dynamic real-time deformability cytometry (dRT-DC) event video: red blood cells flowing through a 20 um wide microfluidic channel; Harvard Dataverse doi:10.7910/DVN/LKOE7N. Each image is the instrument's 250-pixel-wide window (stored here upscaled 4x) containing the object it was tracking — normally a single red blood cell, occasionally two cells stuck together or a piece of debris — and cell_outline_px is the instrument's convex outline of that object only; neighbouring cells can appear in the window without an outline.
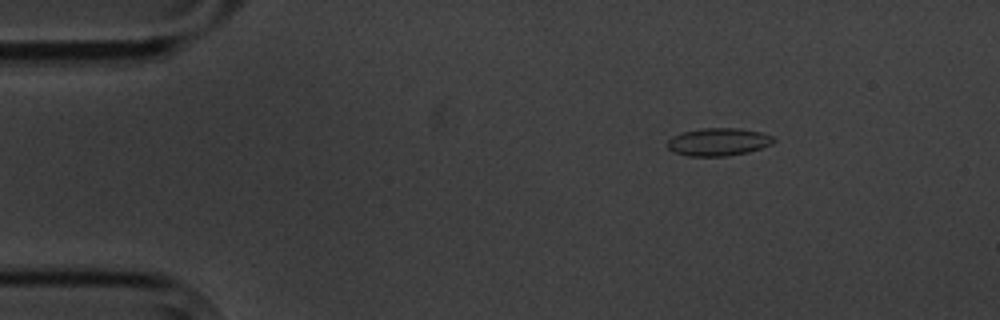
{"species": "common noctule bat (a hibernating species)", "species_latin": "Nyctalus noctula", "temperature_condition": "cold", "stored_images_in_passage": 4, "camera_frame_rate_fps": 3000, "um_per_image_px": 0.085, "animal": {"sex": "male", "body_mass_g": 20.1, "forearm_length_mm": 53.5}, "frame": {"image": 1, "passage_image": 1, "time_ms": 0.0, "image_size_px": [1000, 320], "cell_outline_px": [[776, 140], [772, 144], [748, 152], [728, 156], [688, 156], [672, 152], [668, 148], [668, 140], [672, 136], [684, 132], [700, 128], [740, 128], [760, 132], [772, 136]], "centroid_in_image_um": [61.05, 12.06], "position_along_channel_um": 23.9, "area_um2": 17.22}}
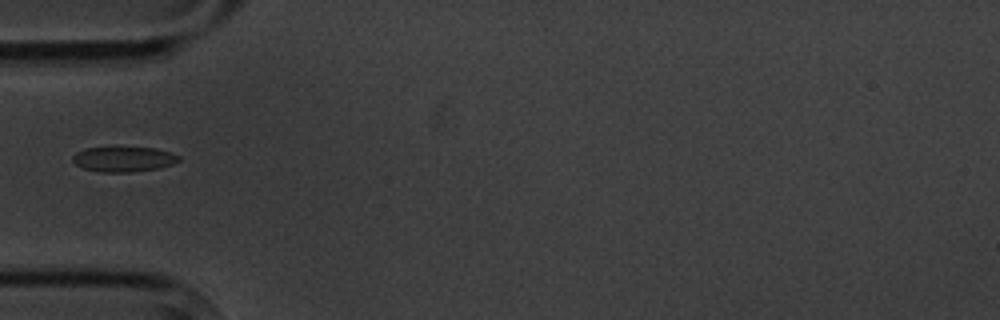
{"frame": {"image": 2, "passage_image": 4, "time_ms": 3.333, "image_size_px": [1000, 320], "cell_outline_px": [[180, 160], [172, 164], [160, 168], [132, 172], [100, 172], [84, 168], [76, 164], [72, 160], [72, 156], [76, 152], [84, 148], [112, 144], [116, 144], [156, 148], [180, 156]], "centroid_in_image_um": [10.47, 13.47], "position_along_channel_um": 74.5, "area_um2": 16.47}}